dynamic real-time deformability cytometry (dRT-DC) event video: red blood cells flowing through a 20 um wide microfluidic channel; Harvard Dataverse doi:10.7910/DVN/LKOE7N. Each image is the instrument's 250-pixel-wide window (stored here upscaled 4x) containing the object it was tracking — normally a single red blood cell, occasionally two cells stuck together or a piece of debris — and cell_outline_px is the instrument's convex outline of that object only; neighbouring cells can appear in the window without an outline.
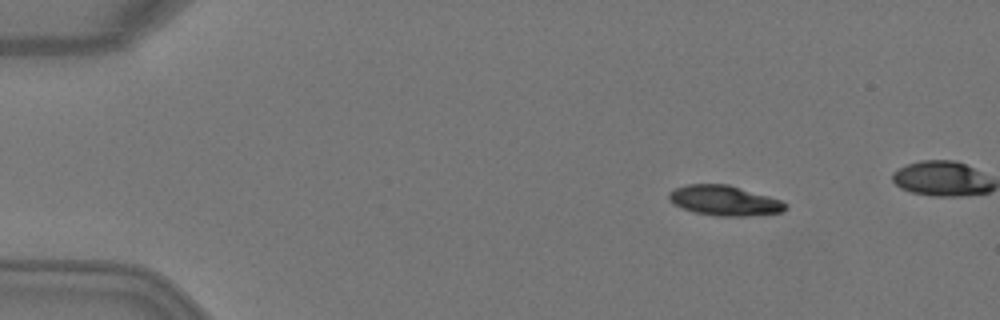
{"species": "Egyptian fruit bat (a non-hibernating species)", "species_latin": "Rousettus aegyptiacus", "temperature_condition": "warm", "stored_images_in_passage": 4, "camera_frame_rate_fps": 3000, "um_per_image_px": 0.085, "animal": {"sex": "female"}, "frame": {"image": 1, "passage_image": 1, "time_ms": 0.0, "image_size_px": [1000, 320], "cell_outline_px": [[788, 208], [784, 212], [748, 216], [716, 216], [692, 212], [672, 204], [668, 196], [668, 192], [676, 188], [688, 184], [728, 184], [768, 196], [780, 200], [788, 204]], "centroid_in_image_um": [61.57, 17.06], "position_along_channel_um": 23.4, "area_um2": 20.58}}